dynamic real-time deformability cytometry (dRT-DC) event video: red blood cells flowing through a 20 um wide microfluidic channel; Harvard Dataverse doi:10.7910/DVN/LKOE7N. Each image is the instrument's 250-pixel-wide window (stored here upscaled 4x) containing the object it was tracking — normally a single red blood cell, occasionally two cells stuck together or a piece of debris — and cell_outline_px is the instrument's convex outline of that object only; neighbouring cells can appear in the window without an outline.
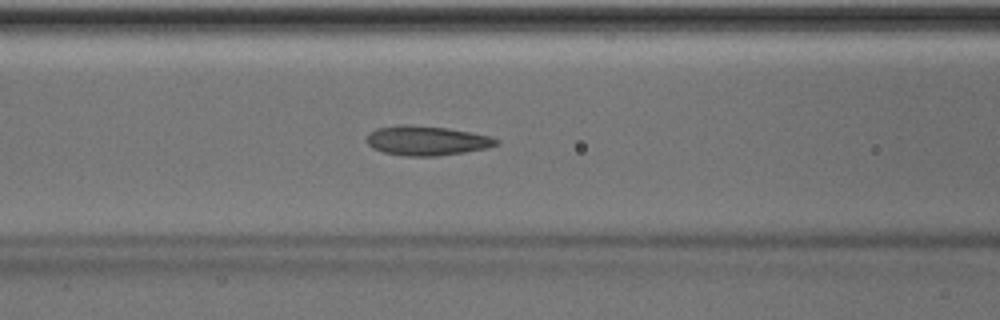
{"species": "Egyptian fruit bat (a non-hibernating species)", "species_latin": "Rousettus aegyptiacus", "temperature_condition": "room temperature", "stored_images_in_passage": 50, "camera_frame_rate_fps": 3000, "um_per_image_px": 0.085, "animal": {"sex": "male"}, "frame": {"image": 1, "passage_image": 21, "time_ms": 6.667, "image_size_px": [1000, 320], "cell_outline_px": [[500, 144], [488, 148], [464, 152], [436, 156], [404, 156], [384, 152], [372, 148], [368, 144], [368, 132], [376, 128], [400, 124], [404, 124], [448, 128], [492, 136], [500, 140]], "centroid_in_image_um": [36.29, 11.95], "position_along_channel_um": 130.3, "area_um2": 22.43}}
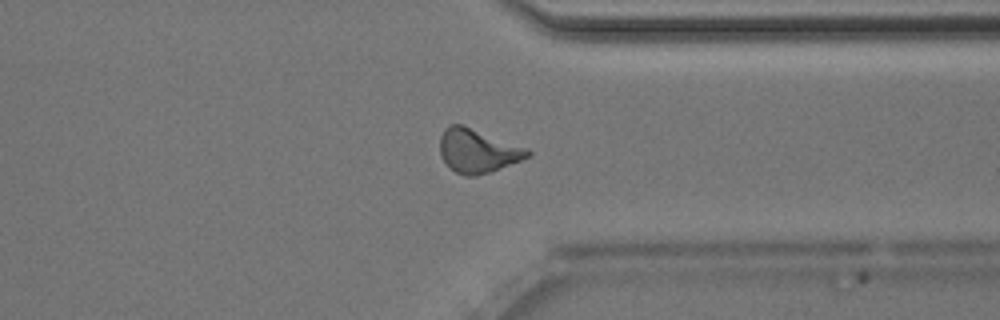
{"frame": {"image": 2, "passage_image": 39, "time_ms": 12.667, "image_size_px": [1000, 320], "cell_outline_px": [[532, 156], [488, 172], [476, 176], [464, 176], [456, 172], [440, 156], [440, 136], [444, 128], [452, 124], [460, 124], [528, 148], [532, 152]], "centroid_in_image_um": [40.6, 12.82], "position_along_channel_um": 370.8, "area_um2": 22.08}}
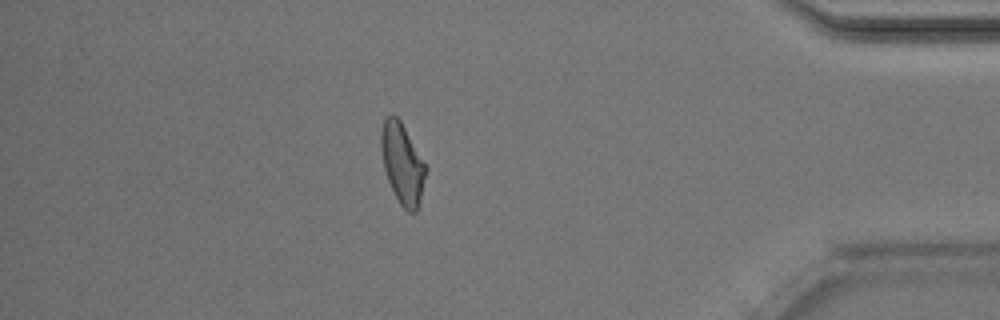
{"frame": {"image": 3, "passage_image": 44, "time_ms": 14.333, "image_size_px": [1000, 320], "cell_outline_px": [[428, 168], [416, 212], [408, 212], [400, 204], [388, 180], [384, 168], [380, 148], [380, 132], [384, 120], [392, 112], [400, 120]], "centroid_in_image_um": [34.19, 13.87], "position_along_channel_um": 401.0, "area_um2": 20.81}, "authors_computed_cell_mechanics": {"area_um2": 21.9929, "velocity_mm_per_s": 4.0311, "shape_relaxation_time_tau1_ms": 3.989, "shape_relaxation_time_tau2_ms": 2.0198, "deformation_change_tau1": 0.1316, "deformation_change_tau2": 0.0977}}